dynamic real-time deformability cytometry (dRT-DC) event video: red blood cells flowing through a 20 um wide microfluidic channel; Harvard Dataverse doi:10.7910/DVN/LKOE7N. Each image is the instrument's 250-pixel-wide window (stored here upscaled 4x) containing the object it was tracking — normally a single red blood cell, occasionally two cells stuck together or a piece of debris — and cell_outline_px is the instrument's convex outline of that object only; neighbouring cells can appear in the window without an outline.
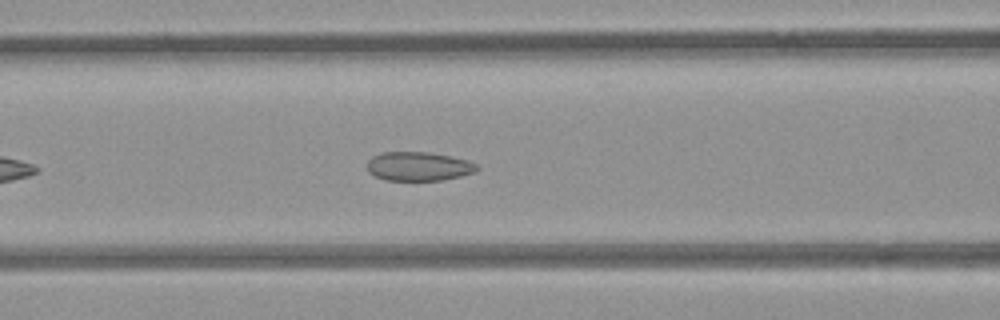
{"species": "common noctule bat (a hibernating species)", "species_latin": "Nyctalus noctula", "temperature_condition": "room temperature", "stored_images_in_passage": 42, "camera_frame_rate_fps": 3000, "um_per_image_px": 0.085, "animal": {"sex": "female", "body_mass_g": 21.9}, "frame": {"image": 1, "passage_image": 9, "time_ms": 2.667, "image_size_px": [1000, 320], "cell_outline_px": [[480, 168], [476, 172], [460, 176], [440, 180], [388, 180], [376, 176], [368, 172], [368, 160], [372, 156], [380, 152], [428, 152], [468, 160], [476, 164]], "centroid_in_image_um": [35.58, 14.13], "position_along_channel_um": 131.0, "area_um2": 18.44}}
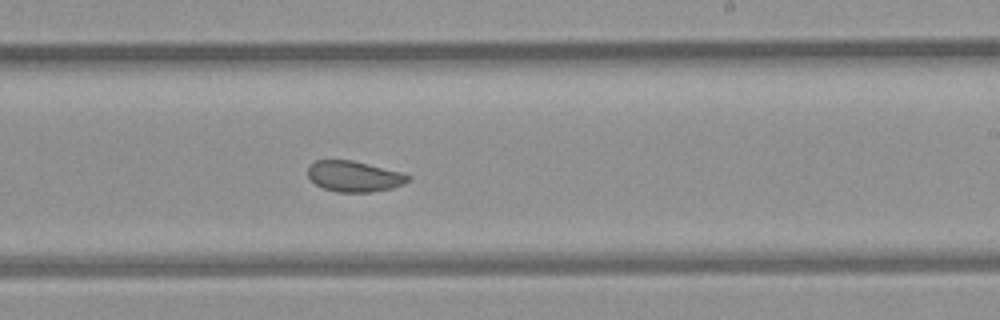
{"frame": {"image": 2, "passage_image": 19, "time_ms": 6.0, "image_size_px": [1000, 320], "cell_outline_px": [[412, 180], [392, 188], [372, 192], [336, 192], [324, 188], [316, 184], [308, 176], [308, 164], [316, 160], [352, 160], [404, 172], [412, 176]], "centroid_in_image_um": [30.14, 14.98], "position_along_channel_um": 258.9, "area_um2": 18.21}}
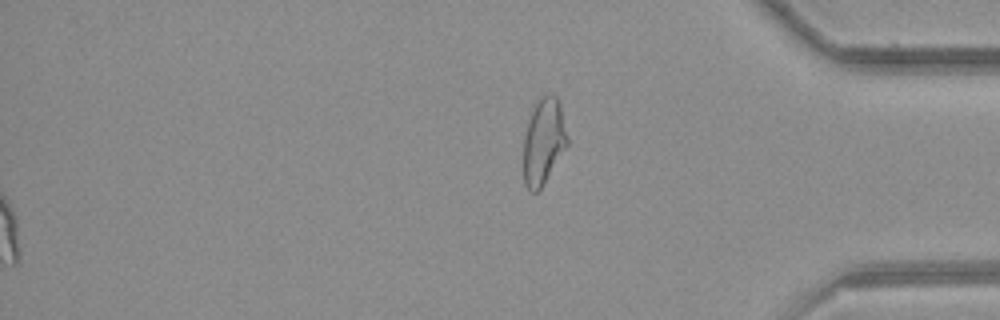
{"frame": {"image": 3, "passage_image": 42, "time_ms": 13.667, "image_size_px": [1000, 320], "cell_outline_px": [[568, 144], [540, 188], [536, 192], [532, 192], [524, 184], [524, 136], [532, 104], [540, 96], [548, 92], [552, 92], [556, 96], [560, 104], [568, 140]], "centroid_in_image_um": [46.19, 11.92], "position_along_channel_um": 389.0, "area_um2": 22.02}, "authors_computed_cell_mechanics": {"area_um2": 19.2763, "velocity_mm_per_s": 3.8415, "shape_relaxation_time_tau1_ms": null, "shape_relaxation_time_tau2_ms": 1.5104, "deformation_change_tau1": null, "deformation_change_tau2": 0.0567}}